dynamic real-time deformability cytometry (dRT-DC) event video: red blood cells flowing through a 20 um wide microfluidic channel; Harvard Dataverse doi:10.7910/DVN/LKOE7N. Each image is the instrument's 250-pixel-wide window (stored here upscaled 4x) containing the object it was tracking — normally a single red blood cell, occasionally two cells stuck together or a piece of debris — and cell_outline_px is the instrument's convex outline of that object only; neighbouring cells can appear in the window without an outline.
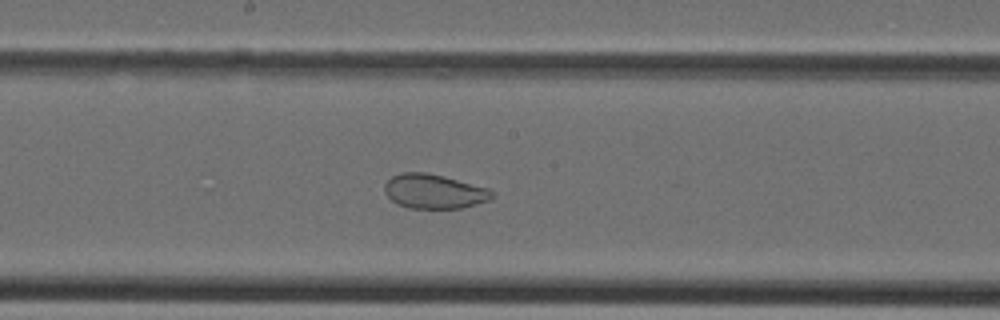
{"species": "Egyptian fruit bat (a non-hibernating species)", "species_latin": "Rousettus aegyptiacus", "temperature_condition": "cold", "stored_images_in_passage": 40, "segment_of_instrument_passage": [2, 2], "camera_frame_rate_fps": 3000, "um_per_image_px": 0.085, "animal": {"sex": "female"}, "frame": {"image": 1, "passage_image": 21, "time_ms": 6.667, "image_size_px": [1000, 320], "cell_outline_px": [[492, 196], [488, 200], [476, 204], [460, 208], [408, 208], [396, 204], [384, 192], [384, 184], [392, 176], [400, 172], [428, 172], [444, 176], [488, 188], [492, 192]], "centroid_in_image_um": [36.84, 16.26], "position_along_channel_um": 211.4, "area_um2": 21.5}}
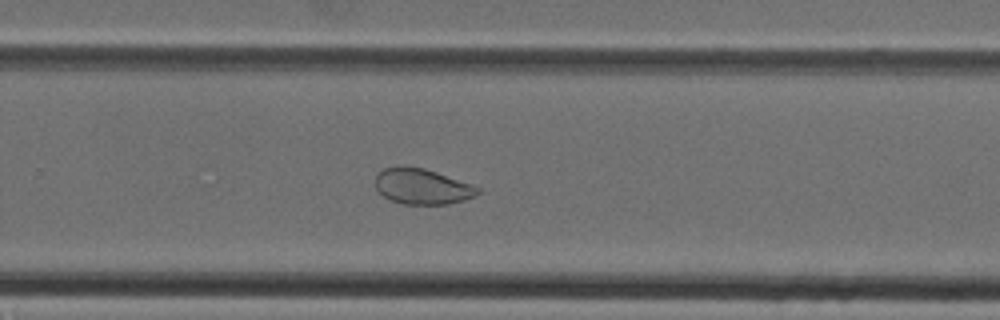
{"frame": {"image": 2, "passage_image": 26, "time_ms": 8.333, "image_size_px": [1000, 320], "cell_outline_px": [[480, 192], [476, 196], [464, 200], [448, 204], [404, 204], [392, 200], [384, 196], [376, 188], [376, 176], [384, 168], [400, 164], [404, 164], [424, 168], [472, 184], [480, 188]], "centroid_in_image_um": [35.89, 15.83], "position_along_channel_um": 293.9, "area_um2": 21.39}}
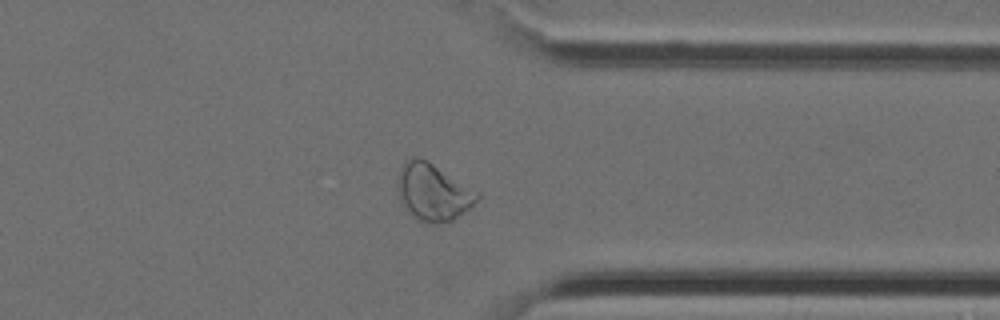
{"frame": {"image": 3, "passage_image": 31, "time_ms": 10.0, "image_size_px": [1000, 320], "cell_outline_px": [[480, 196], [468, 208], [452, 220], [440, 224], [432, 224], [420, 220], [404, 208], [400, 200], [400, 168], [408, 160], [424, 160], [432, 164], [480, 192]], "centroid_in_image_um": [36.85, 16.38], "position_along_channel_um": 374.5, "area_um2": 25.26}}